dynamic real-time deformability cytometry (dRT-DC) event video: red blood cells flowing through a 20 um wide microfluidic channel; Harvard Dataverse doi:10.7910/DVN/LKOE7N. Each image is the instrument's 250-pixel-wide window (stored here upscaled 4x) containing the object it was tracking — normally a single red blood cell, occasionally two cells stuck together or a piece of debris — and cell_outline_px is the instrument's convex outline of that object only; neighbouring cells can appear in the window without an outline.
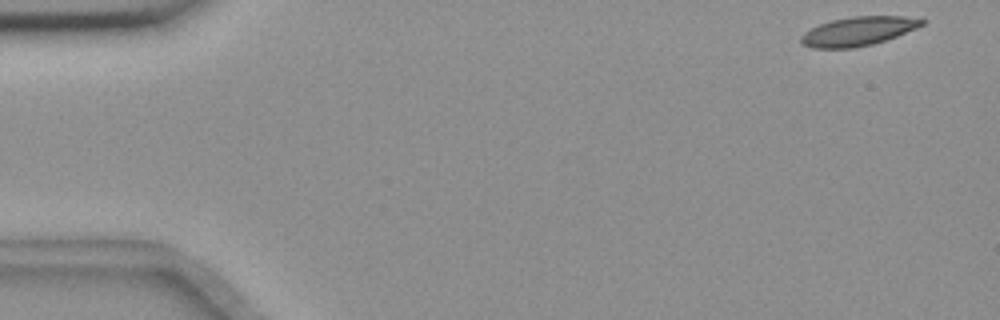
{"species": "common noctule bat (a hibernating species)", "species_latin": "Nyctalus noctula", "temperature_condition": "room temperature", "stored_images_in_passage": 3, "camera_frame_rate_fps": 3000, "um_per_image_px": 0.085, "animal": {"sex": "female", "body_mass_g": 18.4}, "frame": {"image": 1, "passage_image": 1, "time_ms": 0.0, "image_size_px": [1000, 320], "cell_outline_px": [[928, 20], [924, 24], [916, 28], [896, 36], [872, 44], [852, 48], [812, 48], [800, 44], [800, 36], [804, 32], [820, 24], [832, 20], [852, 16], [904, 16]], "centroid_in_image_um": [72.92, 2.65], "position_along_channel_um": 12.1, "area_um2": 20.35}}